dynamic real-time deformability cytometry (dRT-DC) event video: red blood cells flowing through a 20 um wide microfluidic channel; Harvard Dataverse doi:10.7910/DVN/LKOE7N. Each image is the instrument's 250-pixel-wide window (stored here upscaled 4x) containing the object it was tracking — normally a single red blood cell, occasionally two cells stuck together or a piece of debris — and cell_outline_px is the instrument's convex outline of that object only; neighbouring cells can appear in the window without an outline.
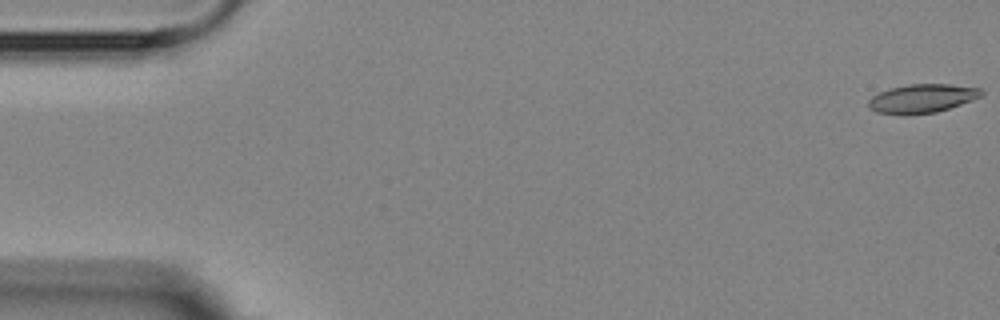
{"species": "Egyptian fruit bat (a non-hibernating species)", "species_latin": "Rousettus aegyptiacus", "temperature_condition": "room temperature", "stored_images_in_passage": 9, "segment_of_instrument_passage": [1, 2], "camera_frame_rate_fps": 3000, "um_per_image_px": 0.085, "animal": {"sex": "female"}, "frame": {"image": 1, "passage_image": 1, "time_ms": 0.0, "image_size_px": [1000, 320], "cell_outline_px": [[984, 96], [936, 112], [908, 116], [904, 116], [876, 112], [868, 108], [868, 100], [872, 96], [880, 92], [892, 88], [908, 84], [948, 84], [980, 88], [984, 92]], "centroid_in_image_um": [78.36, 8.39], "position_along_channel_um": 6.6, "area_um2": 19.13}}
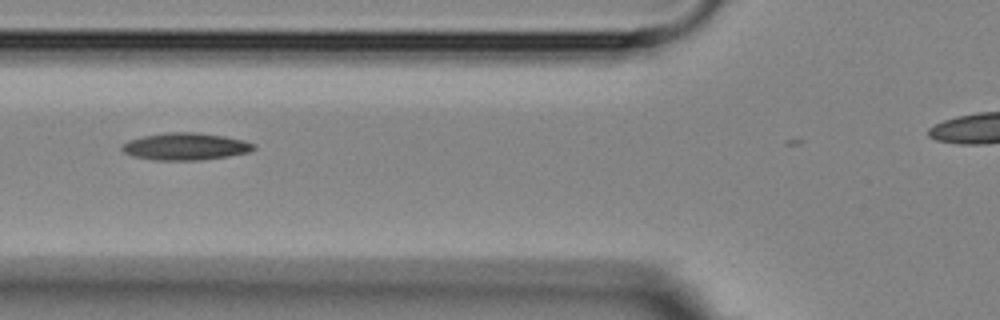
{"frame": {"image": 2, "passage_image": 7, "time_ms": 6.667, "image_size_px": [1000, 320], "cell_outline_px": [[256, 148], [248, 152], [228, 156], [200, 160], [156, 160], [132, 156], [124, 152], [120, 148], [128, 140], [144, 136], [164, 132], [196, 132], [224, 136], [244, 140], [256, 144]], "centroid_in_image_um": [15.77, 12.44], "position_along_channel_um": 110.0, "area_um2": 20.87}}
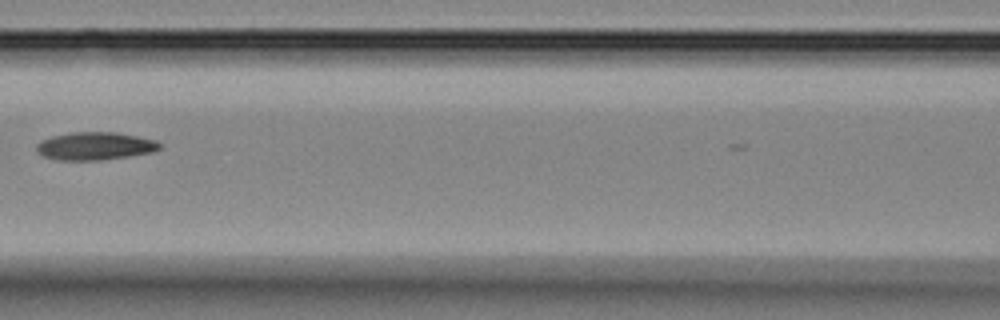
{"frame": {"image": 3, "passage_image": 8, "time_ms": 8.0, "image_size_px": [1000, 320], "cell_outline_px": [[164, 144], [160, 148], [152, 152], [128, 156], [100, 160], [56, 160], [40, 156], [36, 152], [36, 144], [40, 140], [52, 136], [72, 132], [116, 132], [156, 140]], "centroid_in_image_um": [8.04, 12.41], "position_along_channel_um": 158.6, "area_um2": 20.23}}